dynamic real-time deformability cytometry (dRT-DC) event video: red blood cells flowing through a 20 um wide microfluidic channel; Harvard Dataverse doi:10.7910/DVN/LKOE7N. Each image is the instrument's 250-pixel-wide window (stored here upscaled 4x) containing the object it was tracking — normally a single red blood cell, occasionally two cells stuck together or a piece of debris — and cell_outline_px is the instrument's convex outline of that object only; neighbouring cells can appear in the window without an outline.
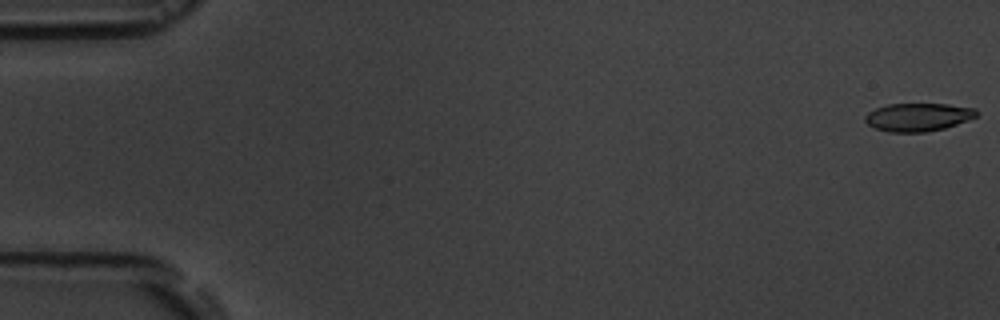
{"species": "common noctule bat (a hibernating species)", "species_latin": "Nyctalus noctula", "temperature_condition": "room temperature", "stored_images_in_passage": 4, "camera_frame_rate_fps": 3000, "um_per_image_px": 0.085, "animal": {"sex": "male", "body_mass_g": 19.5, "forearm_length_mm": 54.6}, "frame": {"image": 1, "passage_image": 1, "time_ms": 0.0, "image_size_px": [1000, 320], "cell_outline_px": [[980, 112], [976, 116], [968, 120], [944, 128], [924, 132], [888, 132], [876, 128], [868, 124], [864, 120], [864, 116], [868, 112], [876, 108], [888, 104], [948, 104], [976, 108]], "centroid_in_image_um": [78.04, 9.94], "position_along_channel_um": 7.0, "area_um2": 18.26}}